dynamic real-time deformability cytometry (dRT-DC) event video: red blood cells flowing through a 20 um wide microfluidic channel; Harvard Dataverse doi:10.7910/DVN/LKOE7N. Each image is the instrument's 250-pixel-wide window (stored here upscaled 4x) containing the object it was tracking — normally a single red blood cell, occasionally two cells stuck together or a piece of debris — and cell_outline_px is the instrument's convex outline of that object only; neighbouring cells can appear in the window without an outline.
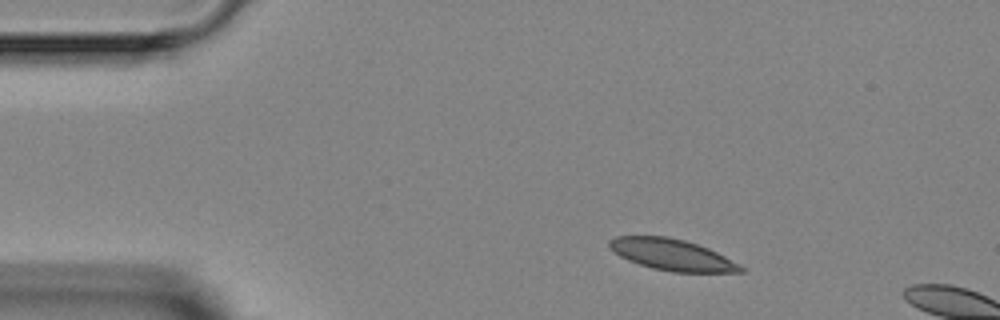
{"species": "Egyptian fruit bat (a non-hibernating species)", "species_latin": "Rousettus aegyptiacus", "temperature_condition": "room temperature", "stored_images_in_passage": 2, "camera_frame_rate_fps": 3000, "um_per_image_px": 0.085, "animal": {"sex": "female"}, "frame": {"image": 1, "passage_image": 1, "time_ms": 0.0, "image_size_px": [1000, 320], "cell_outline_px": [[744, 272], [672, 272], [652, 268], [628, 260], [620, 256], [608, 248], [608, 240], [616, 236], [668, 236], [684, 240], [708, 248], [740, 264], [744, 268]], "centroid_in_image_um": [57.09, 21.65], "position_along_channel_um": 27.9, "area_um2": 23.93}}